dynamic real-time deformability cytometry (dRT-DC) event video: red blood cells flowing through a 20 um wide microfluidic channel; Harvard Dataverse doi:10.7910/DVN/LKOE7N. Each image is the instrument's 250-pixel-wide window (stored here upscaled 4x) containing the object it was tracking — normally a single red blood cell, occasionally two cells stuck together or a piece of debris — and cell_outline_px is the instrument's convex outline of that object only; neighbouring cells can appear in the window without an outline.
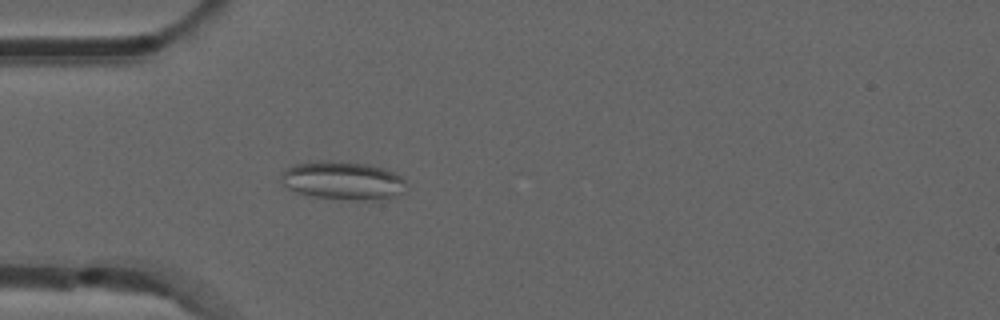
{"species": "common noctule bat (a hibernating species)", "species_latin": "Nyctalus noctula", "temperature_condition": "room temperature", "stored_images_in_passage": 43, "camera_frame_rate_fps": 3000, "um_per_image_px": 0.085, "animal": {"sex": "male", "forearm_length_mm": 52.5}, "frame": {"image": 1, "passage_image": 6, "time_ms": 1.667, "image_size_px": [1000, 320], "cell_outline_px": [[408, 184], [404, 192], [388, 200], [352, 200], [316, 196], [296, 192], [280, 184], [280, 172], [284, 168], [296, 164], [320, 160], [328, 160], [368, 164], [384, 168], [400, 176]], "centroid_in_image_um": [29.14, 15.35], "position_along_channel_um": 55.9, "area_um2": 28.44}}
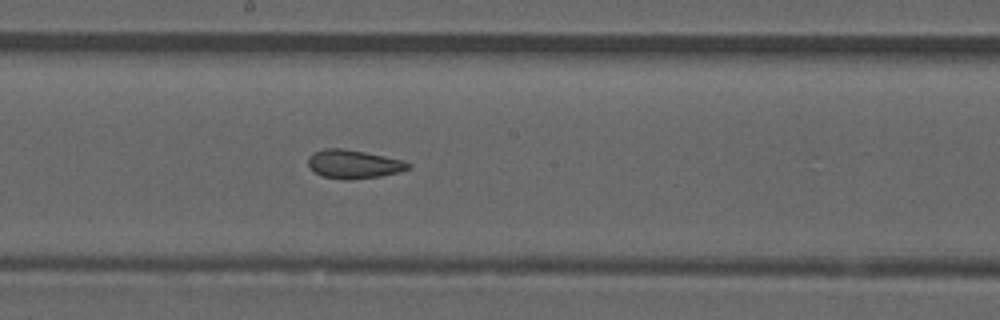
{"frame": {"image": 2, "passage_image": 19, "time_ms": 6.0, "image_size_px": [1000, 320], "cell_outline_px": [[412, 168], [400, 172], [380, 176], [348, 180], [344, 180], [324, 176], [316, 172], [308, 164], [308, 156], [312, 152], [324, 148], [344, 148], [404, 160], [412, 164]], "centroid_in_image_um": [30.09, 13.94], "position_along_channel_um": 218.1, "area_um2": 16.76}}
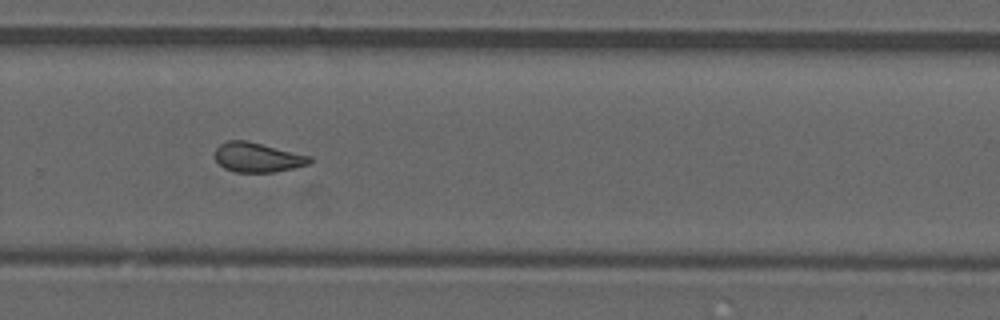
{"frame": {"image": 3, "passage_image": 26, "time_ms": 8.333, "image_size_px": [1000, 320], "cell_outline_px": [[312, 160], [308, 164], [292, 168], [272, 172], [236, 172], [224, 168], [216, 160], [216, 148], [220, 144], [228, 140], [248, 140], [312, 156]], "centroid_in_image_um": [21.9, 13.36], "position_along_channel_um": 307.9, "area_um2": 16.3}, "authors_computed_cell_mechanics": {"area_um2": 16.762, "velocity_mm_per_s": 3.8645, "shape_relaxation_time_tau1_ms": null, "shape_relaxation_time_tau2_ms": 2.1398, "deformation_change_tau1": null, "deformation_change_tau2": 0.0961}}